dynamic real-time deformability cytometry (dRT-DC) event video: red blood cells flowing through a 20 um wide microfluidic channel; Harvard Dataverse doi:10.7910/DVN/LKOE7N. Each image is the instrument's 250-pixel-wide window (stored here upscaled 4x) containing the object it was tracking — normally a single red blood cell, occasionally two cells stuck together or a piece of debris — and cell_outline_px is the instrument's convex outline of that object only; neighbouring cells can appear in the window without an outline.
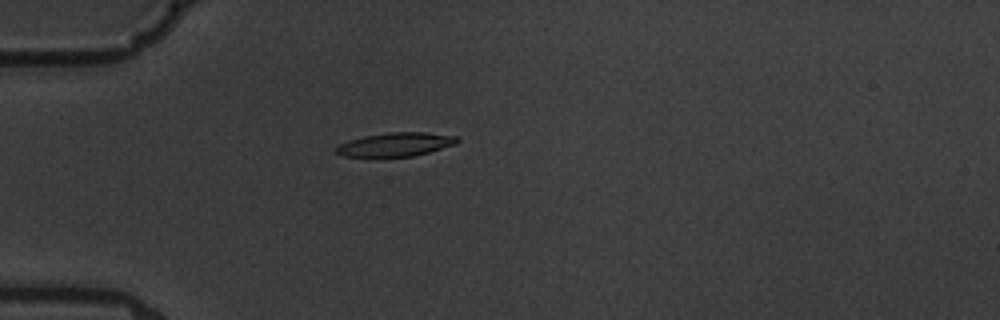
{"species": "common noctule bat (a hibernating species)", "species_latin": "Nyctalus noctula", "temperature_condition": "warm", "stored_images_in_passage": 1, "camera_frame_rate_fps": 3000, "um_per_image_px": 0.085, "animal": {"sex": "male", "body_mass_g": 19.5, "forearm_length_mm": 54.6}, "frame": {"image": 1, "passage_image": 1, "time_ms": 0.0, "image_size_px": [1000, 320], "cell_outline_px": [[460, 140], [456, 144], [428, 152], [412, 156], [340, 156], [332, 152], [340, 144], [348, 140], [364, 136], [388, 132], [424, 132], [456, 136]], "centroid_in_image_um": [33.59, 12.27], "position_along_channel_um": 51.4, "area_um2": 16.65}}